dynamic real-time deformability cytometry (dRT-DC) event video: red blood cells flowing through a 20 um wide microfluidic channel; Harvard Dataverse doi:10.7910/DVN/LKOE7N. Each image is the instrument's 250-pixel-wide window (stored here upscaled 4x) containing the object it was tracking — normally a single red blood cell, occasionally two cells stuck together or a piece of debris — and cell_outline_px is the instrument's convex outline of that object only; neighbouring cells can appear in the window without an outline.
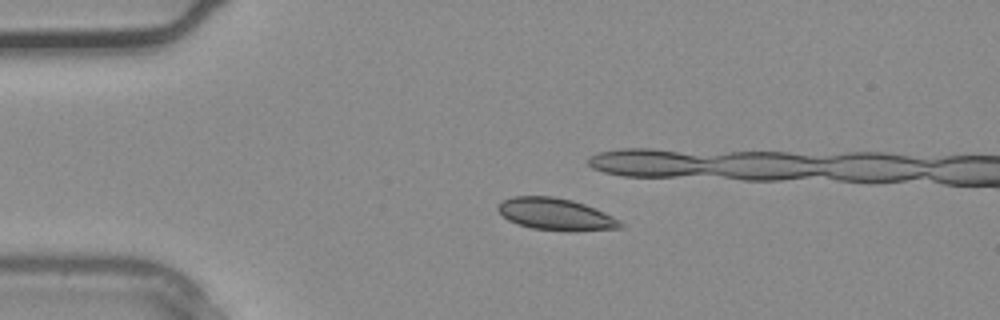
{"species": "common noctule bat (a hibernating species)", "species_latin": "Nyctalus noctula", "temperature_condition": "warm", "stored_images_in_passage": 30, "camera_frame_rate_fps": 3000, "um_per_image_px": 0.085, "animal": {"sex": "male", "body_mass_g": 20.4}, "frame": {"image": 1, "passage_image": 1, "time_ms": 0.0, "image_size_px": [1000, 320], "cell_outline_px": [[624, 228], [576, 232], [568, 232], [532, 228], [516, 224], [508, 220], [496, 208], [496, 204], [500, 200], [512, 196], [552, 196], [572, 200], [596, 208], [620, 220], [624, 224]], "centroid_in_image_um": [47.24, 18.22], "position_along_channel_um": 37.8, "area_um2": 23.35}}